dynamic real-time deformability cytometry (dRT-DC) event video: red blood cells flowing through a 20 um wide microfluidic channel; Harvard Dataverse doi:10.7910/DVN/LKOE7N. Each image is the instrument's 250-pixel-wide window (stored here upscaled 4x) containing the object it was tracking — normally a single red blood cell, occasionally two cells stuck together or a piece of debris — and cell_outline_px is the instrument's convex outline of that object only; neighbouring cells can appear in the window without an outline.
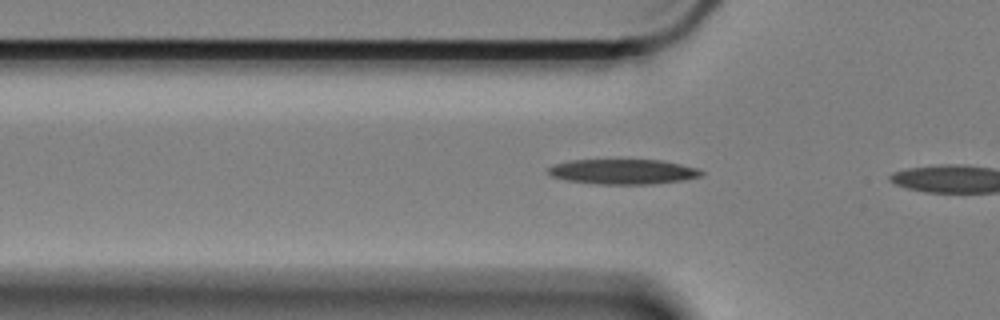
{"species": "Egyptian fruit bat (a non-hibernating species)", "species_latin": "Rousettus aegyptiacus", "temperature_condition": "cold", "stored_images_in_passage": 7, "camera_frame_rate_fps": 3000, "um_per_image_px": 0.085, "animal": {"sex": "female"}, "frame": {"image": 1, "passage_image": 5, "time_ms": 1.333, "image_size_px": [1000, 320], "cell_outline_px": [[704, 176], [684, 180], [652, 184], [600, 184], [564, 180], [552, 176], [548, 172], [548, 168], [556, 164], [572, 160], [660, 160], [680, 164], [696, 168], [704, 172]], "centroid_in_image_um": [52.99, 14.6], "position_along_channel_um": 72.8, "area_um2": 22.25}}